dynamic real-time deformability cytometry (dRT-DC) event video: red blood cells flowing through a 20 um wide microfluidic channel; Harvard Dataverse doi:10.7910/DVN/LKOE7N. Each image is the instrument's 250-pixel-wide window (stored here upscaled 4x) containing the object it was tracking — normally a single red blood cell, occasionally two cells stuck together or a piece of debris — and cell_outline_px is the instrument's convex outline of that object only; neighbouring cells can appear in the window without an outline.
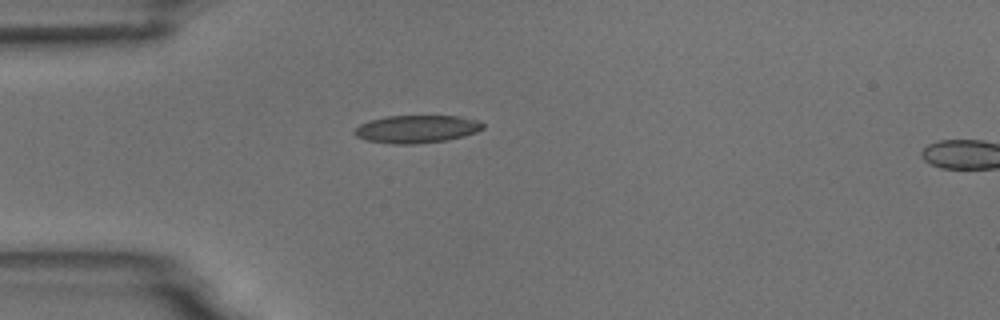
{"species": "common noctule bat (a hibernating species)", "species_latin": "Nyctalus noctula", "temperature_condition": "room temperature", "stored_images_in_passage": 2, "segment_of_instrument_passage": [1, 2], "camera_frame_rate_fps": 3000, "um_per_image_px": 0.085, "animal": {"sex": "male", "body_mass_g": 18.8}, "frame": {"image": 1, "passage_image": 1, "time_ms": 0.0, "image_size_px": [1000, 320], "cell_outline_px": [[484, 128], [476, 132], [464, 136], [448, 140], [416, 144], [392, 144], [364, 140], [356, 136], [352, 132], [360, 124], [384, 116], [460, 116], [480, 120], [484, 124]], "centroid_in_image_um": [35.43, 10.97], "position_along_channel_um": 49.6, "area_um2": 20.98}}